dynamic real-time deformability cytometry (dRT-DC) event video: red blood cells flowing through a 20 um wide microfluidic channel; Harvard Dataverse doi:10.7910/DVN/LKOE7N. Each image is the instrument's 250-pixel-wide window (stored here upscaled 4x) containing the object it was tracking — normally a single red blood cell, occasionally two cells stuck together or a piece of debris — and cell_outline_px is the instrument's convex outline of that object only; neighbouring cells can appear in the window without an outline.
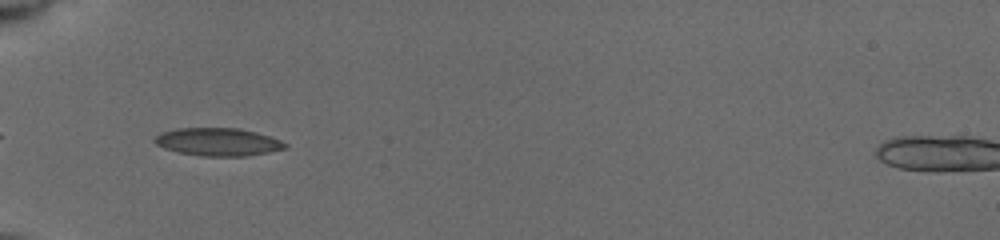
{"species": "common noctule bat (a hibernating species)", "species_latin": "Nyctalus noctula", "temperature_condition": "cold", "stored_images_in_passage": 5, "camera_frame_rate_fps": 3000, "um_per_image_px": 0.085, "animal": {"sex": "female", "body_mass_g": 19.5, "forearm_length_mm": 54.1}, "frame": {"image": 1, "passage_image": 2, "time_ms": 0.667, "image_size_px": [1000, 240], "cell_outline_px": [[288, 148], [268, 152], [244, 156], [200, 156], [180, 152], [164, 148], [156, 144], [152, 140], [160, 132], [176, 128], [240, 128], [256, 132], [280, 140], [288, 144]], "centroid_in_image_um": [18.52, 12.06], "position_along_channel_um": 66.5, "area_um2": 21.21}}
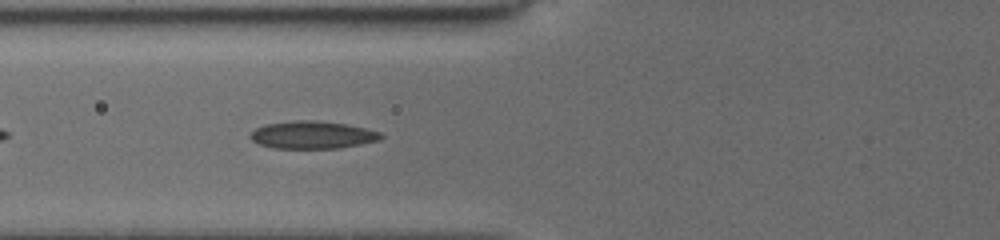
{"frame": {"image": 2, "passage_image": 5, "time_ms": 1.667, "image_size_px": [1000, 240], "cell_outline_px": [[384, 136], [380, 140], [340, 148], [272, 148], [260, 144], [252, 140], [248, 136], [256, 128], [264, 124], [292, 120], [316, 120], [348, 124], [368, 128], [380, 132]], "centroid_in_image_um": [26.57, 11.45], "position_along_channel_um": 99.2, "area_um2": 21.21}}